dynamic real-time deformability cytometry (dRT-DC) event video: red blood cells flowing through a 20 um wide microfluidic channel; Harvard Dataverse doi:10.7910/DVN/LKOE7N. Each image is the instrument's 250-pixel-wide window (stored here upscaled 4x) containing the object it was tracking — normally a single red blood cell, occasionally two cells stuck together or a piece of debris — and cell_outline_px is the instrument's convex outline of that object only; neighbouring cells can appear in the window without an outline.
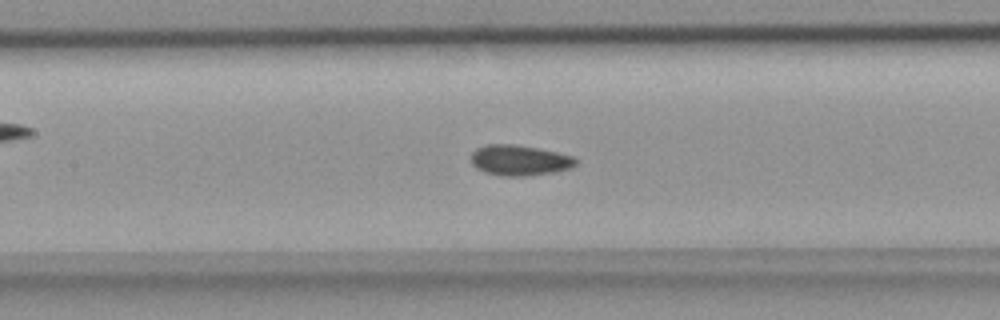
{"species": "common noctule bat (a hibernating species)", "species_latin": "Nyctalus noctula", "temperature_condition": "room temperature", "stored_images_in_passage": 44, "camera_frame_rate_fps": 3000, "um_per_image_px": 0.085, "animal": {"sex": "female", "body_mass_g": 18.4}, "frame": {"image": 1, "passage_image": 17, "time_ms": 5.333, "image_size_px": [1000, 320], "cell_outline_px": [[576, 164], [572, 168], [556, 172], [524, 176], [500, 176], [484, 172], [476, 168], [472, 164], [472, 152], [476, 148], [484, 144], [512, 144], [536, 148], [556, 152], [572, 156], [576, 160]], "centroid_in_image_um": [44.13, 13.63], "position_along_channel_um": 163.3, "area_um2": 18.67}}
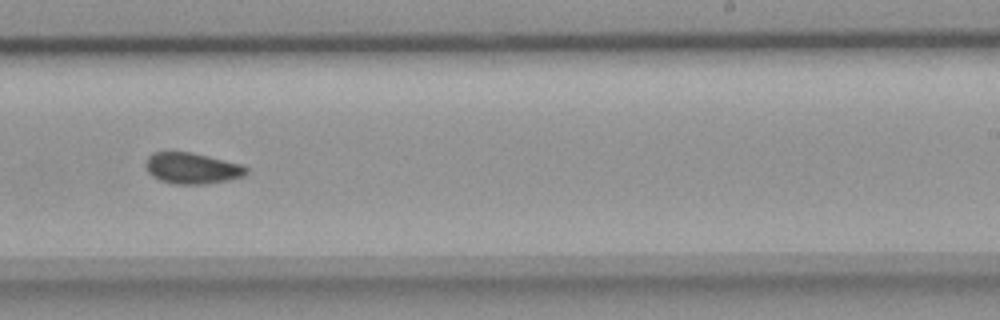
{"frame": {"image": 2, "passage_image": 25, "time_ms": 8.0, "image_size_px": [1000, 320], "cell_outline_px": [[248, 172], [244, 176], [228, 180], [208, 184], [176, 184], [160, 180], [152, 176], [148, 172], [144, 164], [148, 156], [152, 152], [192, 152], [240, 164], [248, 168]], "centroid_in_image_um": [16.31, 14.3], "position_along_channel_um": 272.7, "area_um2": 18.26}}
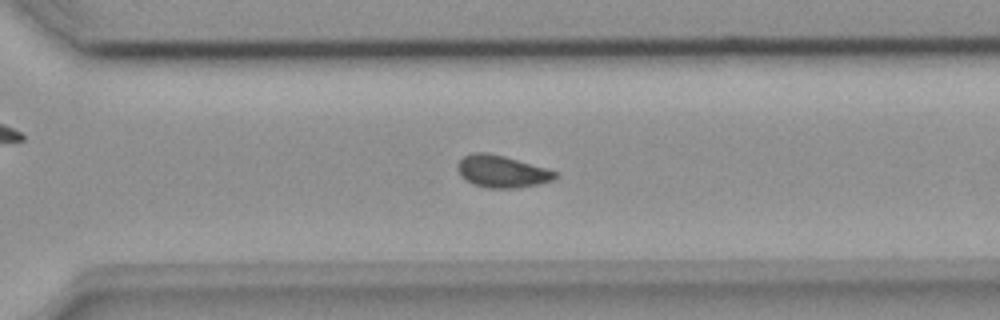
{"frame": {"image": 3, "passage_image": 29, "time_ms": 9.333, "image_size_px": [1000, 320], "cell_outline_px": [[560, 176], [556, 180], [536, 184], [512, 188], [488, 188], [472, 184], [460, 176], [456, 168], [456, 164], [464, 156], [472, 152], [488, 152], [504, 156], [548, 168], [556, 172]], "centroid_in_image_um": [42.65, 14.56], "position_along_channel_um": 327.9, "area_um2": 18.5}}